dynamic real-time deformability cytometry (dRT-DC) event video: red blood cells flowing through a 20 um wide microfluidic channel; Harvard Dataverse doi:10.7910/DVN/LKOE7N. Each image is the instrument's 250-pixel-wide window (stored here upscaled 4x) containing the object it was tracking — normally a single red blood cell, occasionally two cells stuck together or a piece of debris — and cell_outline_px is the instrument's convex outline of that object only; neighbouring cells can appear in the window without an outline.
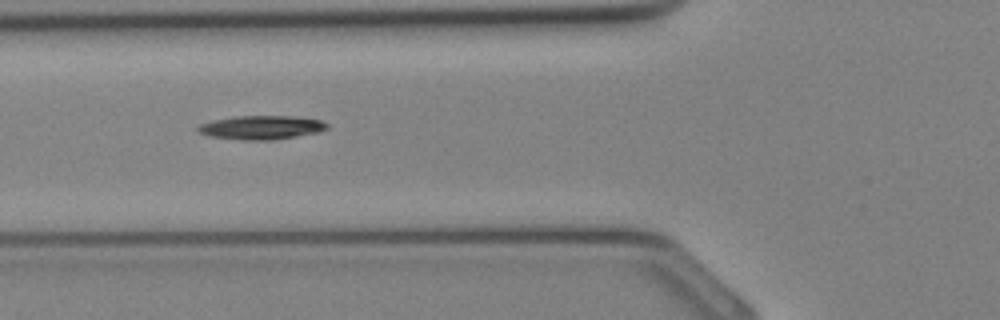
{"species": "Egyptian fruit bat (a non-hibernating species)", "species_latin": "Rousettus aegyptiacus", "temperature_condition": "cold", "stored_images_in_passage": 25, "camera_frame_rate_fps": 3000, "um_per_image_px": 0.085, "animal": {"sex": "female"}, "frame": {"image": 1, "passage_image": 4, "time_ms": 1.0, "image_size_px": [1000, 320], "cell_outline_px": [[328, 128], [320, 132], [272, 140], [244, 140], [208, 136], [200, 132], [196, 128], [200, 124], [212, 120], [236, 116], [292, 116], [320, 120], [328, 124]], "centroid_in_image_um": [22.21, 10.83], "position_along_channel_um": 103.6, "area_um2": 17.86}}
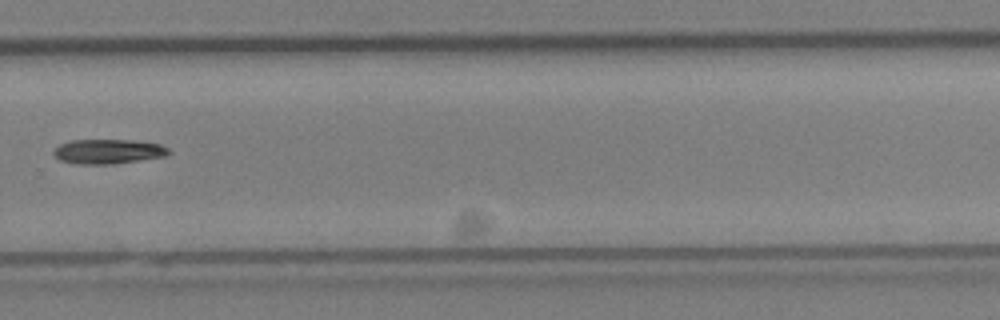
{"frame": {"image": 2, "passage_image": 15, "time_ms": 4.667, "image_size_px": [1000, 320], "cell_outline_px": [[172, 152], [164, 156], [116, 164], [72, 164], [60, 160], [52, 152], [60, 144], [68, 140], [132, 140], [160, 144], [168, 148]], "centroid_in_image_um": [9.18, 12.88], "position_along_channel_um": 320.6, "area_um2": 16.59}}
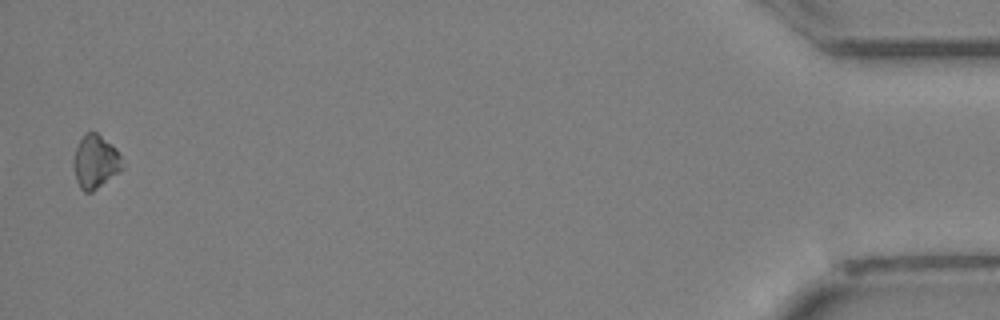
{"frame": {"image": 3, "passage_image": 25, "time_ms": 8.0, "image_size_px": [1000, 320], "cell_outline_px": [[120, 168], [116, 172], [92, 192], [84, 192], [80, 188], [76, 180], [72, 164], [72, 160], [76, 148], [80, 140], [88, 132], [96, 132], [112, 144], [116, 148], [120, 156]], "centroid_in_image_um": [8.04, 13.73], "position_along_channel_um": 427.2, "area_um2": 14.68}}